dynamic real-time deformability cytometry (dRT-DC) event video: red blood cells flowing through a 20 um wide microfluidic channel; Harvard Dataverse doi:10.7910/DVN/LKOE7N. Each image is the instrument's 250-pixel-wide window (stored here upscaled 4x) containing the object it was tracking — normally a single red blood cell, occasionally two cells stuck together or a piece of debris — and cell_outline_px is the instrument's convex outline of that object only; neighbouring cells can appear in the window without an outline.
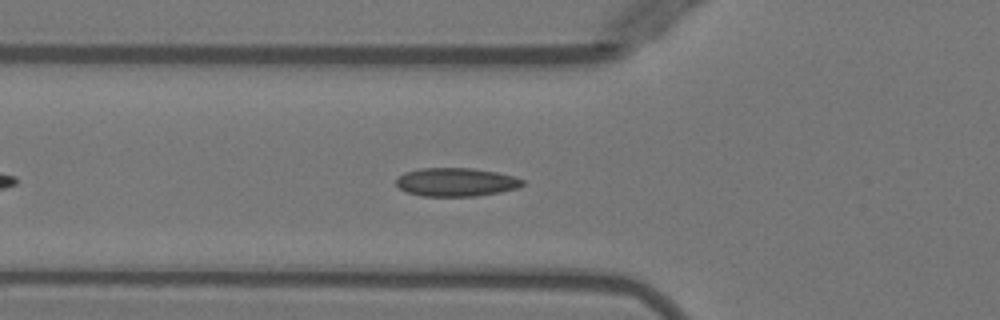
{"species": "Egyptian fruit bat (a non-hibernating species)", "species_latin": "Rousettus aegyptiacus", "temperature_condition": "warm", "stored_images_in_passage": 42, "camera_frame_rate_fps": 3000, "um_per_image_px": 0.085, "animal": {"sex": "female"}, "frame": {"image": 1, "passage_image": 8, "time_ms": 2.333, "image_size_px": [1000, 320], "cell_outline_px": [[524, 184], [520, 188], [500, 192], [476, 196], [420, 196], [408, 192], [400, 188], [396, 184], [396, 180], [404, 172], [420, 168], [472, 168], [496, 172], [516, 176], [524, 180]], "centroid_in_image_um": [38.81, 15.48], "position_along_channel_um": 87.0, "area_um2": 21.1}}
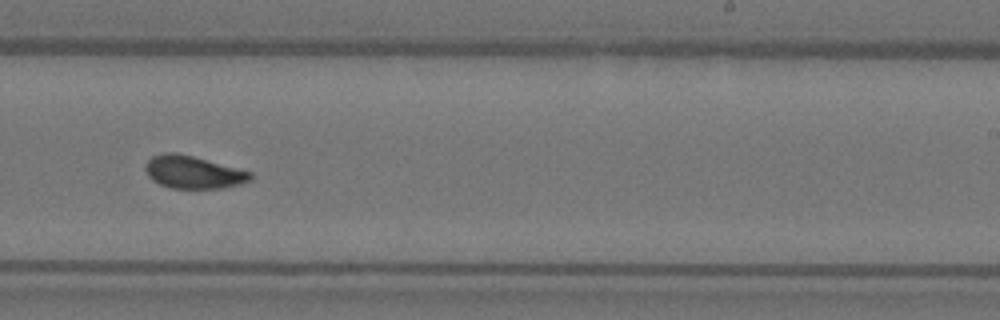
{"frame": {"image": 2, "passage_image": 22, "time_ms": 7.0, "image_size_px": [1000, 320], "cell_outline_px": [[252, 180], [240, 184], [224, 188], [172, 188], [160, 184], [152, 180], [148, 176], [144, 168], [148, 160], [152, 156], [164, 152], [176, 152], [192, 156], [252, 172]], "centroid_in_image_um": [16.41, 14.63], "position_along_channel_um": 272.6, "area_um2": 19.94}}
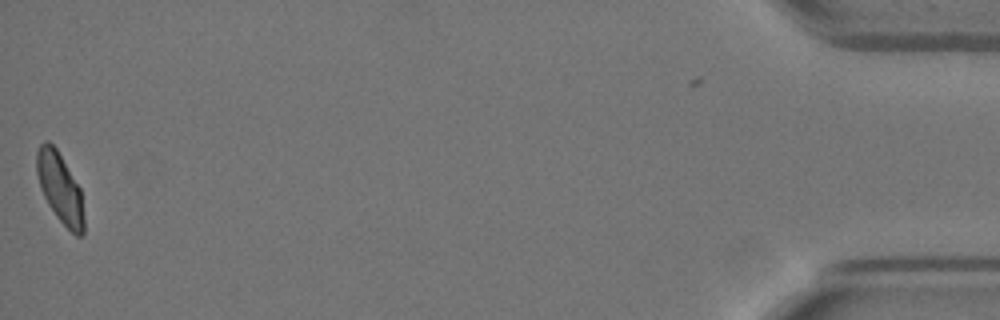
{"frame": {"image": 3, "passage_image": 41, "time_ms": 13.333, "image_size_px": [1000, 320], "cell_outline_px": [[84, 236], [76, 236], [56, 216], [48, 204], [40, 188], [36, 172], [36, 152], [40, 144], [44, 140], [48, 140], [56, 148], [80, 188], [84, 216]], "centroid_in_image_um": [5.09, 15.97], "position_along_channel_um": 430.1, "area_um2": 19.25}, "authors_computed_cell_mechanics": {"area_um2": 20.0855, "velocity_mm_per_s": 3.9683, "shape_relaxation_time_tau1_ms": 6.3904, "shape_relaxation_time_tau2_ms": 1.0914, "deformation_change_tau1": 0.1566, "deformation_change_tau2": 0.0559}}